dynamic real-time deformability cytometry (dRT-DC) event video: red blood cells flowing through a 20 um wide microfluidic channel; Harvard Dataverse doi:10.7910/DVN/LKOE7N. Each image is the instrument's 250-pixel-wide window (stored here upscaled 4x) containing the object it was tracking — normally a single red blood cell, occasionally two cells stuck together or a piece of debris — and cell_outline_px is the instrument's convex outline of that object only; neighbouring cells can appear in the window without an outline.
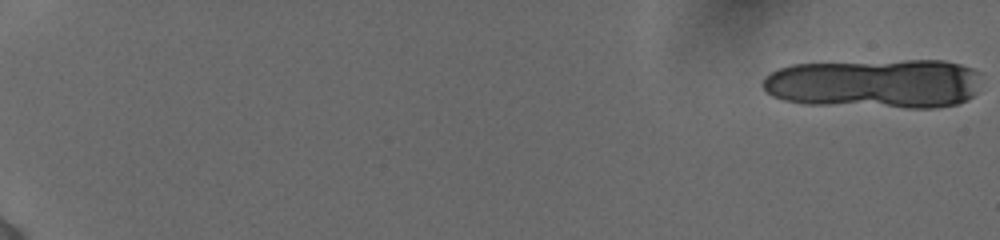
{"species": "human", "species_latin": "Homo sapiens", "temperature_condition": "cold", "stored_images_in_passage": 16, "camera_frame_rate_fps": 3000, "um_per_image_px": 0.085, "donor": {"sex": "female"}, "frame": {"image": 1, "passage_image": 1, "time_ms": 0.0, "image_size_px": [1000, 240], "cell_outline_px": [[976, 92], [972, 96], [956, 104], [936, 108], [904, 108], [804, 104], [784, 100], [772, 96], [764, 88], [764, 76], [780, 68], [792, 64], [904, 60], [944, 60], [960, 64], [972, 68], [976, 72]], "centroid_in_image_um": [74.33, 7.11], "position_along_channel_um": 10.7, "area_um2": 63.23}}